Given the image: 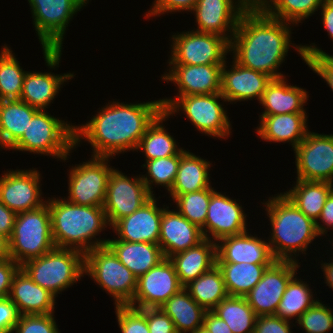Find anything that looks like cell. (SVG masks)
Returning <instances> with one entry per match:
<instances>
[{
	"mask_svg": "<svg viewBox=\"0 0 333 333\" xmlns=\"http://www.w3.org/2000/svg\"><path fill=\"white\" fill-rule=\"evenodd\" d=\"M252 3L251 0H198L191 12L198 25L195 31L221 36L230 43L241 15Z\"/></svg>",
	"mask_w": 333,
	"mask_h": 333,
	"instance_id": "cell-16",
	"label": "cell"
},
{
	"mask_svg": "<svg viewBox=\"0 0 333 333\" xmlns=\"http://www.w3.org/2000/svg\"><path fill=\"white\" fill-rule=\"evenodd\" d=\"M216 242L204 239L185 251L169 257L183 287L216 265Z\"/></svg>",
	"mask_w": 333,
	"mask_h": 333,
	"instance_id": "cell-29",
	"label": "cell"
},
{
	"mask_svg": "<svg viewBox=\"0 0 333 333\" xmlns=\"http://www.w3.org/2000/svg\"><path fill=\"white\" fill-rule=\"evenodd\" d=\"M109 158L91 156V159L72 166L69 171L68 197L70 203L84 206H103L107 182L112 171ZM110 166V167H109Z\"/></svg>",
	"mask_w": 333,
	"mask_h": 333,
	"instance_id": "cell-12",
	"label": "cell"
},
{
	"mask_svg": "<svg viewBox=\"0 0 333 333\" xmlns=\"http://www.w3.org/2000/svg\"><path fill=\"white\" fill-rule=\"evenodd\" d=\"M168 208L165 207L162 212L158 242L165 258L194 247L205 239L199 227L189 222L177 209Z\"/></svg>",
	"mask_w": 333,
	"mask_h": 333,
	"instance_id": "cell-24",
	"label": "cell"
},
{
	"mask_svg": "<svg viewBox=\"0 0 333 333\" xmlns=\"http://www.w3.org/2000/svg\"><path fill=\"white\" fill-rule=\"evenodd\" d=\"M210 161L196 156L189 150H184L180 155V162L175 181L169 195L174 200L177 196L185 193L196 192L209 188Z\"/></svg>",
	"mask_w": 333,
	"mask_h": 333,
	"instance_id": "cell-31",
	"label": "cell"
},
{
	"mask_svg": "<svg viewBox=\"0 0 333 333\" xmlns=\"http://www.w3.org/2000/svg\"><path fill=\"white\" fill-rule=\"evenodd\" d=\"M332 192L333 184L330 182L296 179L294 187L283 194L307 217L316 222Z\"/></svg>",
	"mask_w": 333,
	"mask_h": 333,
	"instance_id": "cell-34",
	"label": "cell"
},
{
	"mask_svg": "<svg viewBox=\"0 0 333 333\" xmlns=\"http://www.w3.org/2000/svg\"><path fill=\"white\" fill-rule=\"evenodd\" d=\"M9 238L0 233V261L10 259Z\"/></svg>",
	"mask_w": 333,
	"mask_h": 333,
	"instance_id": "cell-58",
	"label": "cell"
},
{
	"mask_svg": "<svg viewBox=\"0 0 333 333\" xmlns=\"http://www.w3.org/2000/svg\"><path fill=\"white\" fill-rule=\"evenodd\" d=\"M115 310L121 333H149L146 308L119 305L115 306Z\"/></svg>",
	"mask_w": 333,
	"mask_h": 333,
	"instance_id": "cell-46",
	"label": "cell"
},
{
	"mask_svg": "<svg viewBox=\"0 0 333 333\" xmlns=\"http://www.w3.org/2000/svg\"><path fill=\"white\" fill-rule=\"evenodd\" d=\"M292 321L275 315L258 316L253 333H291Z\"/></svg>",
	"mask_w": 333,
	"mask_h": 333,
	"instance_id": "cell-50",
	"label": "cell"
},
{
	"mask_svg": "<svg viewBox=\"0 0 333 333\" xmlns=\"http://www.w3.org/2000/svg\"><path fill=\"white\" fill-rule=\"evenodd\" d=\"M55 247L48 202L40 208L17 214L9 238L11 259L20 266Z\"/></svg>",
	"mask_w": 333,
	"mask_h": 333,
	"instance_id": "cell-8",
	"label": "cell"
},
{
	"mask_svg": "<svg viewBox=\"0 0 333 333\" xmlns=\"http://www.w3.org/2000/svg\"><path fill=\"white\" fill-rule=\"evenodd\" d=\"M171 39L169 64H224L227 53H230V43L225 38L194 29L175 33Z\"/></svg>",
	"mask_w": 333,
	"mask_h": 333,
	"instance_id": "cell-11",
	"label": "cell"
},
{
	"mask_svg": "<svg viewBox=\"0 0 333 333\" xmlns=\"http://www.w3.org/2000/svg\"><path fill=\"white\" fill-rule=\"evenodd\" d=\"M297 179L333 184V134L307 132L293 150Z\"/></svg>",
	"mask_w": 333,
	"mask_h": 333,
	"instance_id": "cell-13",
	"label": "cell"
},
{
	"mask_svg": "<svg viewBox=\"0 0 333 333\" xmlns=\"http://www.w3.org/2000/svg\"><path fill=\"white\" fill-rule=\"evenodd\" d=\"M287 78L272 79L260 100L264 112L259 117L280 115L285 113H306L305 103L308 101V91L288 85Z\"/></svg>",
	"mask_w": 333,
	"mask_h": 333,
	"instance_id": "cell-27",
	"label": "cell"
},
{
	"mask_svg": "<svg viewBox=\"0 0 333 333\" xmlns=\"http://www.w3.org/2000/svg\"><path fill=\"white\" fill-rule=\"evenodd\" d=\"M215 190L214 187L210 186L200 191L179 195L173 201L176 202L177 211L182 216L202 229L205 225L211 194Z\"/></svg>",
	"mask_w": 333,
	"mask_h": 333,
	"instance_id": "cell-43",
	"label": "cell"
},
{
	"mask_svg": "<svg viewBox=\"0 0 333 333\" xmlns=\"http://www.w3.org/2000/svg\"><path fill=\"white\" fill-rule=\"evenodd\" d=\"M184 288L169 258L163 259L137 278V288L129 306L160 308L170 297Z\"/></svg>",
	"mask_w": 333,
	"mask_h": 333,
	"instance_id": "cell-18",
	"label": "cell"
},
{
	"mask_svg": "<svg viewBox=\"0 0 333 333\" xmlns=\"http://www.w3.org/2000/svg\"><path fill=\"white\" fill-rule=\"evenodd\" d=\"M330 262H323L321 263V269H323V273L325 276V283L327 284L326 286H329V288L333 289V259Z\"/></svg>",
	"mask_w": 333,
	"mask_h": 333,
	"instance_id": "cell-57",
	"label": "cell"
},
{
	"mask_svg": "<svg viewBox=\"0 0 333 333\" xmlns=\"http://www.w3.org/2000/svg\"><path fill=\"white\" fill-rule=\"evenodd\" d=\"M324 0H256L255 3L270 17L294 26L320 10Z\"/></svg>",
	"mask_w": 333,
	"mask_h": 333,
	"instance_id": "cell-38",
	"label": "cell"
},
{
	"mask_svg": "<svg viewBox=\"0 0 333 333\" xmlns=\"http://www.w3.org/2000/svg\"><path fill=\"white\" fill-rule=\"evenodd\" d=\"M20 318L17 306L9 297L0 299V333H12Z\"/></svg>",
	"mask_w": 333,
	"mask_h": 333,
	"instance_id": "cell-51",
	"label": "cell"
},
{
	"mask_svg": "<svg viewBox=\"0 0 333 333\" xmlns=\"http://www.w3.org/2000/svg\"><path fill=\"white\" fill-rule=\"evenodd\" d=\"M17 214L0 201V233L11 237Z\"/></svg>",
	"mask_w": 333,
	"mask_h": 333,
	"instance_id": "cell-54",
	"label": "cell"
},
{
	"mask_svg": "<svg viewBox=\"0 0 333 333\" xmlns=\"http://www.w3.org/2000/svg\"><path fill=\"white\" fill-rule=\"evenodd\" d=\"M184 288L206 311H212L219 302L229 296L222 273L217 265L191 281Z\"/></svg>",
	"mask_w": 333,
	"mask_h": 333,
	"instance_id": "cell-37",
	"label": "cell"
},
{
	"mask_svg": "<svg viewBox=\"0 0 333 333\" xmlns=\"http://www.w3.org/2000/svg\"><path fill=\"white\" fill-rule=\"evenodd\" d=\"M40 183L41 174L36 168L8 170L0 177V201L16 214L40 208L47 203Z\"/></svg>",
	"mask_w": 333,
	"mask_h": 333,
	"instance_id": "cell-17",
	"label": "cell"
},
{
	"mask_svg": "<svg viewBox=\"0 0 333 333\" xmlns=\"http://www.w3.org/2000/svg\"><path fill=\"white\" fill-rule=\"evenodd\" d=\"M228 324L233 333H253L256 314L245 297L228 296L212 310Z\"/></svg>",
	"mask_w": 333,
	"mask_h": 333,
	"instance_id": "cell-39",
	"label": "cell"
},
{
	"mask_svg": "<svg viewBox=\"0 0 333 333\" xmlns=\"http://www.w3.org/2000/svg\"><path fill=\"white\" fill-rule=\"evenodd\" d=\"M74 73L26 72L20 100L39 110H46L61 90L64 82L74 78Z\"/></svg>",
	"mask_w": 333,
	"mask_h": 333,
	"instance_id": "cell-30",
	"label": "cell"
},
{
	"mask_svg": "<svg viewBox=\"0 0 333 333\" xmlns=\"http://www.w3.org/2000/svg\"><path fill=\"white\" fill-rule=\"evenodd\" d=\"M236 201L216 190L211 194L205 225L201 229L204 238L211 241L214 239L217 243L224 237L239 235L248 230L247 214H244L240 202Z\"/></svg>",
	"mask_w": 333,
	"mask_h": 333,
	"instance_id": "cell-19",
	"label": "cell"
},
{
	"mask_svg": "<svg viewBox=\"0 0 333 333\" xmlns=\"http://www.w3.org/2000/svg\"><path fill=\"white\" fill-rule=\"evenodd\" d=\"M180 162V155H173L166 158H157L146 161L141 167L146 168L147 174L142 175L141 178L145 183L149 193L153 194V187L163 186L169 192L173 186L178 171Z\"/></svg>",
	"mask_w": 333,
	"mask_h": 333,
	"instance_id": "cell-42",
	"label": "cell"
},
{
	"mask_svg": "<svg viewBox=\"0 0 333 333\" xmlns=\"http://www.w3.org/2000/svg\"><path fill=\"white\" fill-rule=\"evenodd\" d=\"M264 203L271 223L268 243L274 259L299 262L296 256L301 252L306 255L312 241L320 236L316 222L300 211L283 193L269 197Z\"/></svg>",
	"mask_w": 333,
	"mask_h": 333,
	"instance_id": "cell-4",
	"label": "cell"
},
{
	"mask_svg": "<svg viewBox=\"0 0 333 333\" xmlns=\"http://www.w3.org/2000/svg\"><path fill=\"white\" fill-rule=\"evenodd\" d=\"M220 99L227 102L221 93H215L163 98L161 104L168 116L183 111L199 132L223 139L230 136L232 127Z\"/></svg>",
	"mask_w": 333,
	"mask_h": 333,
	"instance_id": "cell-9",
	"label": "cell"
},
{
	"mask_svg": "<svg viewBox=\"0 0 333 333\" xmlns=\"http://www.w3.org/2000/svg\"><path fill=\"white\" fill-rule=\"evenodd\" d=\"M53 314L20 315L12 333H60Z\"/></svg>",
	"mask_w": 333,
	"mask_h": 333,
	"instance_id": "cell-47",
	"label": "cell"
},
{
	"mask_svg": "<svg viewBox=\"0 0 333 333\" xmlns=\"http://www.w3.org/2000/svg\"><path fill=\"white\" fill-rule=\"evenodd\" d=\"M84 274L90 276L108 295H112L115 306L129 305L133 301L137 277L107 245L85 253Z\"/></svg>",
	"mask_w": 333,
	"mask_h": 333,
	"instance_id": "cell-10",
	"label": "cell"
},
{
	"mask_svg": "<svg viewBox=\"0 0 333 333\" xmlns=\"http://www.w3.org/2000/svg\"><path fill=\"white\" fill-rule=\"evenodd\" d=\"M169 118L170 116L164 111L161 112L147 127L145 134L140 139L136 151L144 152L145 161L181 155L184 152L185 149L179 148L174 137L167 132L165 125H163V121L165 122Z\"/></svg>",
	"mask_w": 333,
	"mask_h": 333,
	"instance_id": "cell-35",
	"label": "cell"
},
{
	"mask_svg": "<svg viewBox=\"0 0 333 333\" xmlns=\"http://www.w3.org/2000/svg\"><path fill=\"white\" fill-rule=\"evenodd\" d=\"M74 126L50 115L47 110H38L27 130L9 149L53 156L65 162L75 149Z\"/></svg>",
	"mask_w": 333,
	"mask_h": 333,
	"instance_id": "cell-6",
	"label": "cell"
},
{
	"mask_svg": "<svg viewBox=\"0 0 333 333\" xmlns=\"http://www.w3.org/2000/svg\"><path fill=\"white\" fill-rule=\"evenodd\" d=\"M46 66H59L66 28L89 0H28Z\"/></svg>",
	"mask_w": 333,
	"mask_h": 333,
	"instance_id": "cell-5",
	"label": "cell"
},
{
	"mask_svg": "<svg viewBox=\"0 0 333 333\" xmlns=\"http://www.w3.org/2000/svg\"><path fill=\"white\" fill-rule=\"evenodd\" d=\"M197 1L198 0H154L151 9L146 13L145 17L160 16L167 12H192Z\"/></svg>",
	"mask_w": 333,
	"mask_h": 333,
	"instance_id": "cell-48",
	"label": "cell"
},
{
	"mask_svg": "<svg viewBox=\"0 0 333 333\" xmlns=\"http://www.w3.org/2000/svg\"><path fill=\"white\" fill-rule=\"evenodd\" d=\"M151 197L141 175L132 178L113 168L107 182L103 204L109 226L131 215Z\"/></svg>",
	"mask_w": 333,
	"mask_h": 333,
	"instance_id": "cell-14",
	"label": "cell"
},
{
	"mask_svg": "<svg viewBox=\"0 0 333 333\" xmlns=\"http://www.w3.org/2000/svg\"><path fill=\"white\" fill-rule=\"evenodd\" d=\"M169 66V72L166 71L161 79L177 85L178 93L174 97L220 93L223 64Z\"/></svg>",
	"mask_w": 333,
	"mask_h": 333,
	"instance_id": "cell-20",
	"label": "cell"
},
{
	"mask_svg": "<svg viewBox=\"0 0 333 333\" xmlns=\"http://www.w3.org/2000/svg\"><path fill=\"white\" fill-rule=\"evenodd\" d=\"M0 52V100H20L27 71H23L10 47L4 45Z\"/></svg>",
	"mask_w": 333,
	"mask_h": 333,
	"instance_id": "cell-41",
	"label": "cell"
},
{
	"mask_svg": "<svg viewBox=\"0 0 333 333\" xmlns=\"http://www.w3.org/2000/svg\"><path fill=\"white\" fill-rule=\"evenodd\" d=\"M299 264L275 260L264 271L262 279L244 296L257 317L275 315L288 282L297 275Z\"/></svg>",
	"mask_w": 333,
	"mask_h": 333,
	"instance_id": "cell-15",
	"label": "cell"
},
{
	"mask_svg": "<svg viewBox=\"0 0 333 333\" xmlns=\"http://www.w3.org/2000/svg\"><path fill=\"white\" fill-rule=\"evenodd\" d=\"M164 209L158 207L157 199L152 196L138 210L117 220L110 228L118 235V240L158 244Z\"/></svg>",
	"mask_w": 333,
	"mask_h": 333,
	"instance_id": "cell-21",
	"label": "cell"
},
{
	"mask_svg": "<svg viewBox=\"0 0 333 333\" xmlns=\"http://www.w3.org/2000/svg\"><path fill=\"white\" fill-rule=\"evenodd\" d=\"M307 113H285L260 117L257 136L267 142L288 143L295 149L306 137Z\"/></svg>",
	"mask_w": 333,
	"mask_h": 333,
	"instance_id": "cell-26",
	"label": "cell"
},
{
	"mask_svg": "<svg viewBox=\"0 0 333 333\" xmlns=\"http://www.w3.org/2000/svg\"><path fill=\"white\" fill-rule=\"evenodd\" d=\"M9 298L17 306L20 315L55 312L56 296L34 283L21 267L13 277Z\"/></svg>",
	"mask_w": 333,
	"mask_h": 333,
	"instance_id": "cell-25",
	"label": "cell"
},
{
	"mask_svg": "<svg viewBox=\"0 0 333 333\" xmlns=\"http://www.w3.org/2000/svg\"><path fill=\"white\" fill-rule=\"evenodd\" d=\"M320 9L323 26L333 41V0H324Z\"/></svg>",
	"mask_w": 333,
	"mask_h": 333,
	"instance_id": "cell-56",
	"label": "cell"
},
{
	"mask_svg": "<svg viewBox=\"0 0 333 333\" xmlns=\"http://www.w3.org/2000/svg\"><path fill=\"white\" fill-rule=\"evenodd\" d=\"M312 44L293 46L308 67L321 76L333 91V55Z\"/></svg>",
	"mask_w": 333,
	"mask_h": 333,
	"instance_id": "cell-44",
	"label": "cell"
},
{
	"mask_svg": "<svg viewBox=\"0 0 333 333\" xmlns=\"http://www.w3.org/2000/svg\"><path fill=\"white\" fill-rule=\"evenodd\" d=\"M194 333H211V332L208 331L204 326H202L198 330H196Z\"/></svg>",
	"mask_w": 333,
	"mask_h": 333,
	"instance_id": "cell-59",
	"label": "cell"
},
{
	"mask_svg": "<svg viewBox=\"0 0 333 333\" xmlns=\"http://www.w3.org/2000/svg\"><path fill=\"white\" fill-rule=\"evenodd\" d=\"M47 202L55 247L85 254L107 244L108 239L96 238L109 226L103 206L76 205L55 197H48Z\"/></svg>",
	"mask_w": 333,
	"mask_h": 333,
	"instance_id": "cell-3",
	"label": "cell"
},
{
	"mask_svg": "<svg viewBox=\"0 0 333 333\" xmlns=\"http://www.w3.org/2000/svg\"><path fill=\"white\" fill-rule=\"evenodd\" d=\"M203 326L211 333H233L228 324L212 311L206 312Z\"/></svg>",
	"mask_w": 333,
	"mask_h": 333,
	"instance_id": "cell-55",
	"label": "cell"
},
{
	"mask_svg": "<svg viewBox=\"0 0 333 333\" xmlns=\"http://www.w3.org/2000/svg\"><path fill=\"white\" fill-rule=\"evenodd\" d=\"M229 296L244 297L262 279L271 264L216 262Z\"/></svg>",
	"mask_w": 333,
	"mask_h": 333,
	"instance_id": "cell-36",
	"label": "cell"
},
{
	"mask_svg": "<svg viewBox=\"0 0 333 333\" xmlns=\"http://www.w3.org/2000/svg\"><path fill=\"white\" fill-rule=\"evenodd\" d=\"M42 288L56 297L85 276V254L70 248L54 247L44 255L20 266Z\"/></svg>",
	"mask_w": 333,
	"mask_h": 333,
	"instance_id": "cell-7",
	"label": "cell"
},
{
	"mask_svg": "<svg viewBox=\"0 0 333 333\" xmlns=\"http://www.w3.org/2000/svg\"><path fill=\"white\" fill-rule=\"evenodd\" d=\"M295 323L306 333H328L333 328V309L318 300Z\"/></svg>",
	"mask_w": 333,
	"mask_h": 333,
	"instance_id": "cell-45",
	"label": "cell"
},
{
	"mask_svg": "<svg viewBox=\"0 0 333 333\" xmlns=\"http://www.w3.org/2000/svg\"><path fill=\"white\" fill-rule=\"evenodd\" d=\"M149 333H177L171 318L161 308H146Z\"/></svg>",
	"mask_w": 333,
	"mask_h": 333,
	"instance_id": "cell-49",
	"label": "cell"
},
{
	"mask_svg": "<svg viewBox=\"0 0 333 333\" xmlns=\"http://www.w3.org/2000/svg\"><path fill=\"white\" fill-rule=\"evenodd\" d=\"M19 268L20 265L11 258L0 261V299L9 297L13 277Z\"/></svg>",
	"mask_w": 333,
	"mask_h": 333,
	"instance_id": "cell-52",
	"label": "cell"
},
{
	"mask_svg": "<svg viewBox=\"0 0 333 333\" xmlns=\"http://www.w3.org/2000/svg\"><path fill=\"white\" fill-rule=\"evenodd\" d=\"M173 321L177 333H194L203 326L206 310L182 288L160 307Z\"/></svg>",
	"mask_w": 333,
	"mask_h": 333,
	"instance_id": "cell-33",
	"label": "cell"
},
{
	"mask_svg": "<svg viewBox=\"0 0 333 333\" xmlns=\"http://www.w3.org/2000/svg\"><path fill=\"white\" fill-rule=\"evenodd\" d=\"M161 112V99L134 104L109 102L86 124L74 126L75 148L85 139L92 147L91 156L113 158L136 151L147 127Z\"/></svg>",
	"mask_w": 333,
	"mask_h": 333,
	"instance_id": "cell-1",
	"label": "cell"
},
{
	"mask_svg": "<svg viewBox=\"0 0 333 333\" xmlns=\"http://www.w3.org/2000/svg\"><path fill=\"white\" fill-rule=\"evenodd\" d=\"M291 25L268 16L256 3H252L241 15L230 42L233 59L243 67L273 79L286 77L278 70L293 45Z\"/></svg>",
	"mask_w": 333,
	"mask_h": 333,
	"instance_id": "cell-2",
	"label": "cell"
},
{
	"mask_svg": "<svg viewBox=\"0 0 333 333\" xmlns=\"http://www.w3.org/2000/svg\"><path fill=\"white\" fill-rule=\"evenodd\" d=\"M248 232L220 239L216 243V262L272 264L275 259L268 240Z\"/></svg>",
	"mask_w": 333,
	"mask_h": 333,
	"instance_id": "cell-23",
	"label": "cell"
},
{
	"mask_svg": "<svg viewBox=\"0 0 333 333\" xmlns=\"http://www.w3.org/2000/svg\"><path fill=\"white\" fill-rule=\"evenodd\" d=\"M295 276L288 282L275 313V316L288 321L292 318L297 321L307 309L318 301V299H314L309 284L307 285V282Z\"/></svg>",
	"mask_w": 333,
	"mask_h": 333,
	"instance_id": "cell-40",
	"label": "cell"
},
{
	"mask_svg": "<svg viewBox=\"0 0 333 333\" xmlns=\"http://www.w3.org/2000/svg\"><path fill=\"white\" fill-rule=\"evenodd\" d=\"M39 109L21 100H0V148L8 149L22 136Z\"/></svg>",
	"mask_w": 333,
	"mask_h": 333,
	"instance_id": "cell-32",
	"label": "cell"
},
{
	"mask_svg": "<svg viewBox=\"0 0 333 333\" xmlns=\"http://www.w3.org/2000/svg\"><path fill=\"white\" fill-rule=\"evenodd\" d=\"M321 220V222H318ZM317 232L321 236L327 234L328 230L333 229V192L328 196L323 206L321 214L316 221ZM331 227V228H330Z\"/></svg>",
	"mask_w": 333,
	"mask_h": 333,
	"instance_id": "cell-53",
	"label": "cell"
},
{
	"mask_svg": "<svg viewBox=\"0 0 333 333\" xmlns=\"http://www.w3.org/2000/svg\"><path fill=\"white\" fill-rule=\"evenodd\" d=\"M137 278L158 265L165 256L159 244L108 239L106 244Z\"/></svg>",
	"mask_w": 333,
	"mask_h": 333,
	"instance_id": "cell-28",
	"label": "cell"
},
{
	"mask_svg": "<svg viewBox=\"0 0 333 333\" xmlns=\"http://www.w3.org/2000/svg\"><path fill=\"white\" fill-rule=\"evenodd\" d=\"M227 70L226 62L221 70V91L227 102L248 101L256 98L259 102L267 85L273 79L267 74L246 68L234 59Z\"/></svg>",
	"mask_w": 333,
	"mask_h": 333,
	"instance_id": "cell-22",
	"label": "cell"
}]
</instances>
